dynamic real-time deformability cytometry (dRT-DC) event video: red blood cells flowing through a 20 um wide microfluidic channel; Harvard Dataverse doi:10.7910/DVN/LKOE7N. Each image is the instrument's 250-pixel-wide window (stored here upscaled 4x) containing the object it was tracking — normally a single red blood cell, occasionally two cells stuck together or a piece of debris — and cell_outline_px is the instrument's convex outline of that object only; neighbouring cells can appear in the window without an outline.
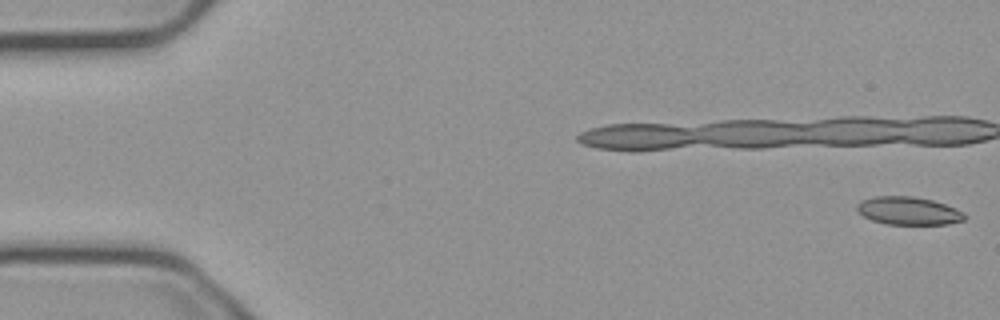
{"species": "common noctule bat (a hibernating species)", "species_latin": "Nyctalus noctula", "temperature_condition": "cold", "stored_images_in_passage": 18, "camera_frame_rate_fps": 3000, "um_per_image_px": 0.085, "animal": {"sex": "male", "body_mass_g": 23.1, "forearm_length_mm": 52.7}, "frame": {"image": 1, "passage_image": 1, "time_ms": 0.0, "image_size_px": [1000, 320], "cell_outline_px": [[964, 220], [948, 224], [884, 224], [872, 220], [864, 216], [856, 208], [856, 204], [860, 200], [876, 196], [912, 196], [932, 200], [956, 208], [964, 212]], "centroid_in_image_um": [77.2, 17.91], "position_along_channel_um": 7.8, "area_um2": 17.51}}